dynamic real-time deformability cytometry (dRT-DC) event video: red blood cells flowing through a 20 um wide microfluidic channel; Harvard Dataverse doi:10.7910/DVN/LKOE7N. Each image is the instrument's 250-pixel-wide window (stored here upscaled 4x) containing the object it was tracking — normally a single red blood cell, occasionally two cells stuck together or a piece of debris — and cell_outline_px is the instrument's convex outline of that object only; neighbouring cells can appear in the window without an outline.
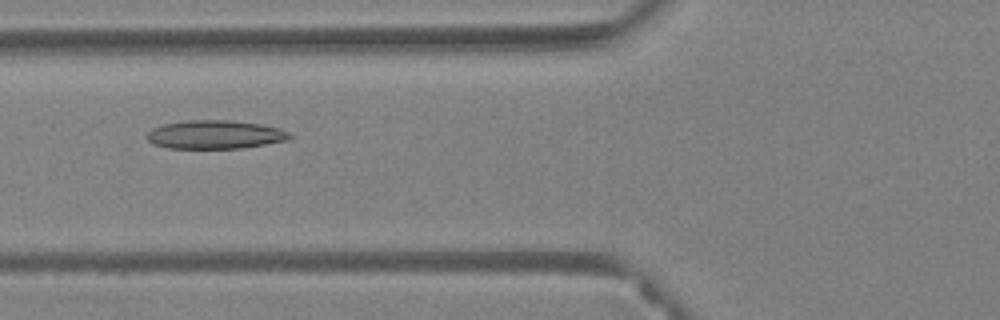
{"species": "Egyptian fruit bat (a non-hibernating species)", "species_latin": "Rousettus aegyptiacus", "temperature_condition": "warm", "stored_images_in_passage": 41, "camera_frame_rate_fps": 3000, "um_per_image_px": 0.085, "animal": {"sex": "female"}, "frame": {"image": 1, "passage_image": 10, "time_ms": 3.0, "image_size_px": [1000, 320], "cell_outline_px": [[292, 136], [288, 140], [240, 148], [168, 148], [152, 144], [144, 136], [152, 128], [164, 124], [188, 120], [228, 120], [260, 124], [280, 128], [288, 132]], "centroid_in_image_um": [18.24, 11.44], "position_along_channel_um": 107.6, "area_um2": 23.7}}
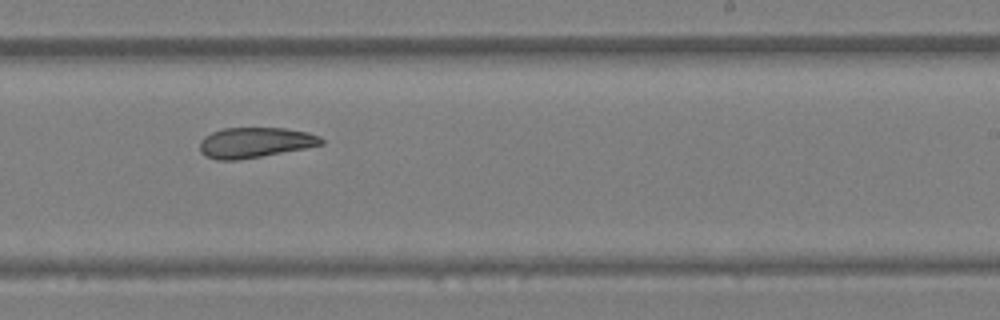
{"frame": {"image": 2, "passage_image": 22, "time_ms": 7.0, "image_size_px": [1000, 320], "cell_outline_px": [[324, 144], [304, 148], [260, 156], [236, 160], [216, 160], [204, 156], [200, 152], [200, 140], [204, 136], [212, 132], [224, 128], [284, 128], [308, 132], [320, 136], [324, 140]], "centroid_in_image_um": [21.65, 12.11], "position_along_channel_um": 267.4, "area_um2": 21.44}}
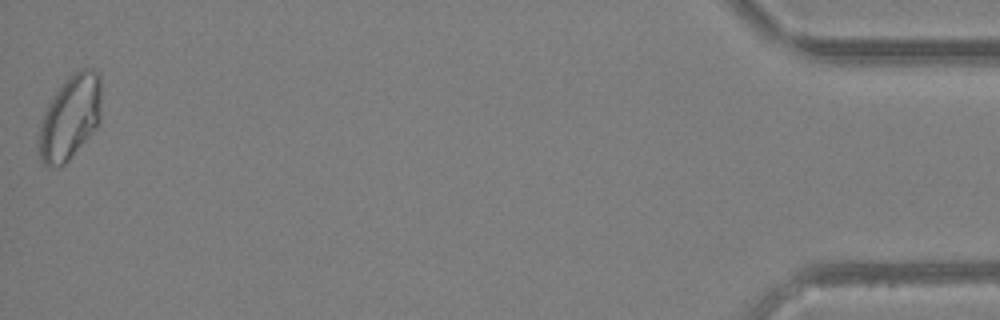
{"frame": {"image": 3, "passage_image": 41, "time_ms": 13.333, "image_size_px": [1000, 320], "cell_outline_px": [[100, 120], [96, 128], [68, 160], [64, 164], [48, 168], [40, 160], [36, 148], [36, 136], [44, 108], [52, 96], [64, 80], [68, 76], [80, 68], [92, 68], [100, 72]], "centroid_in_image_um": [5.89, 9.97], "position_along_channel_um": 429.3, "area_um2": 31.5}, "authors_computed_cell_mechanics": {"area_um2": 23.8136, "velocity_mm_per_s": 3.9973, "shape_relaxation_time_tau1_ms": null, "shape_relaxation_time_tau2_ms": 5.7146, "deformation_change_tau1": null, "deformation_change_tau2": 0.1056}}